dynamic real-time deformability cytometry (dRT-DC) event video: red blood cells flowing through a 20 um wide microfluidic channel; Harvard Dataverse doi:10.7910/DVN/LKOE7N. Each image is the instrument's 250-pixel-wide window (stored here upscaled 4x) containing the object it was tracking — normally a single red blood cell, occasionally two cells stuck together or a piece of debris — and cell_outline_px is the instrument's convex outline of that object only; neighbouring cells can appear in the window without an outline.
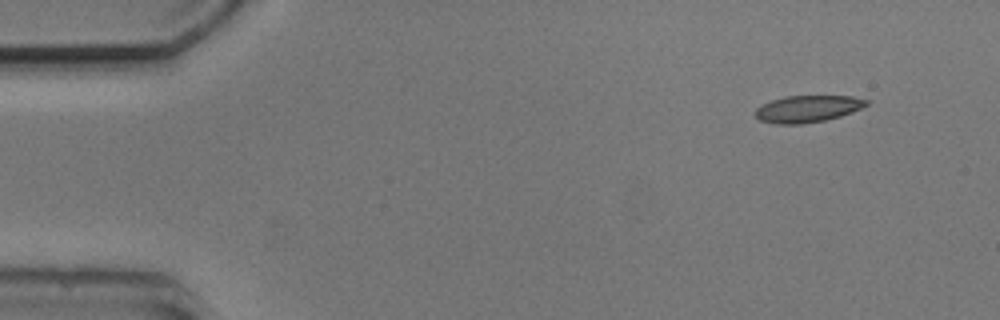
{"species": "common noctule bat (a hibernating species)", "species_latin": "Nyctalus noctula", "temperature_condition": "cold", "stored_images_in_passage": 4, "camera_frame_rate_fps": 3000, "um_per_image_px": 0.085, "animal": {"sex": "male", "body_mass_g": 20.5, "forearm_length_mm": 52.5}, "frame": {"image": 1, "passage_image": 1, "time_ms": 0.0, "image_size_px": [1000, 320], "cell_outline_px": [[868, 104], [860, 108], [840, 116], [824, 120], [800, 124], [776, 124], [760, 120], [756, 116], [756, 108], [760, 104], [784, 96], [852, 96], [868, 100]], "centroid_in_image_um": [68.61, 9.24], "position_along_channel_um": 16.4, "area_um2": 17.22}}
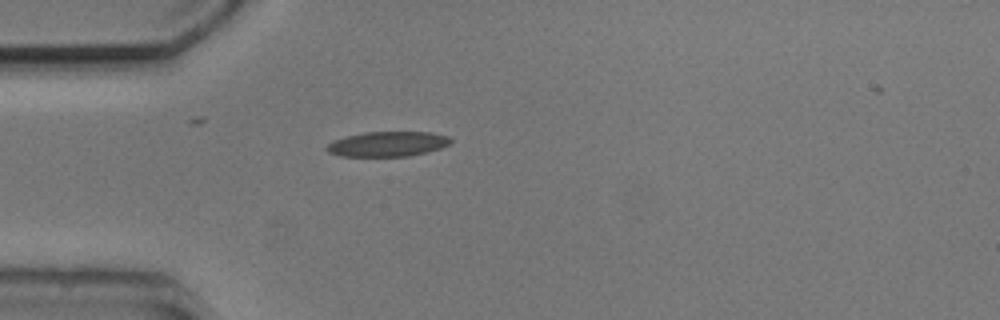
{"frame": {"image": 2, "passage_image": 4, "time_ms": 3.333, "image_size_px": [1000, 320], "cell_outline_px": [[452, 140], [448, 144], [440, 148], [408, 156], [340, 156], [328, 152], [324, 148], [328, 144], [336, 140], [348, 136], [364, 132], [428, 132], [448, 136]], "centroid_in_image_um": [32.92, 12.24], "position_along_channel_um": 52.1, "area_um2": 17.74}}